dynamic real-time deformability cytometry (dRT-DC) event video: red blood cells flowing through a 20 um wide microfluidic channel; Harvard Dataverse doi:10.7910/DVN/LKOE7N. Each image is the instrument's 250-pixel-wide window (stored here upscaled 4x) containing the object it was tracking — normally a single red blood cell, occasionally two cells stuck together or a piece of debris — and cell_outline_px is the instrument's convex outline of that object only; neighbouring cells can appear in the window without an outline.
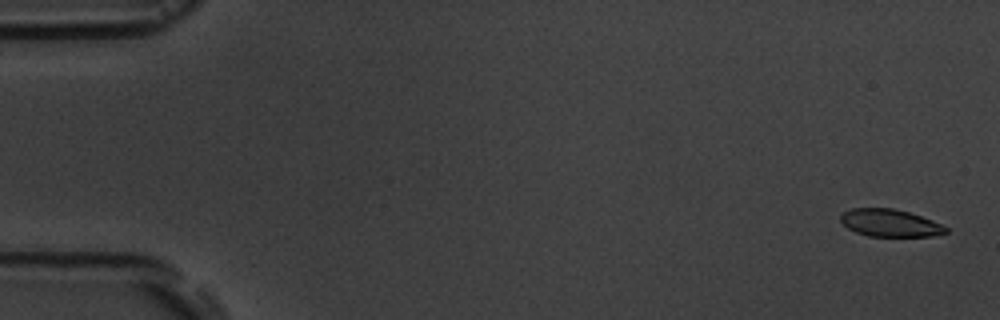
{"species": "common noctule bat (a hibernating species)", "species_latin": "Nyctalus noctula", "temperature_condition": "room temperature", "stored_images_in_passage": 8, "camera_frame_rate_fps": 3000, "um_per_image_px": 0.085, "animal": {"sex": "male", "body_mass_g": 19.5, "forearm_length_mm": 54.6}, "frame": {"image": 1, "passage_image": 1, "time_ms": 0.0, "image_size_px": [1000, 320], "cell_outline_px": [[948, 232], [932, 236], [868, 236], [856, 232], [848, 228], [840, 220], [840, 216], [844, 212], [852, 208], [892, 208], [908, 212], [932, 220], [948, 228]], "centroid_in_image_um": [75.64, 18.95], "position_along_channel_um": 9.4, "area_um2": 16.65}}
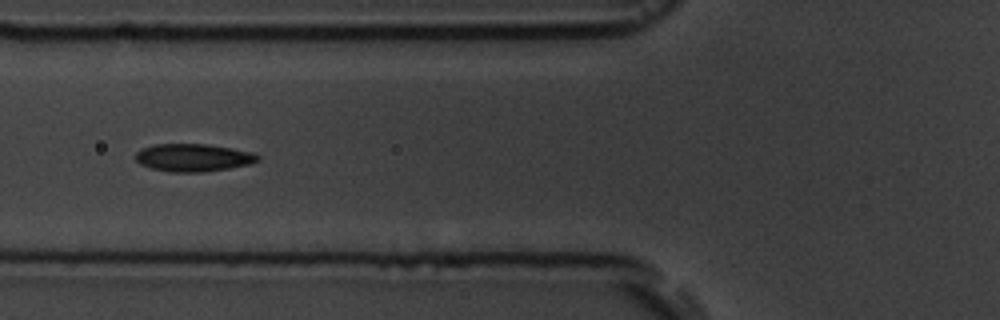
{"frame": {"image": 2, "passage_image": 7, "time_ms": 6.667, "image_size_px": [1000, 320], "cell_outline_px": [[260, 160], [248, 164], [228, 168], [204, 172], [168, 172], [152, 168], [140, 164], [136, 160], [136, 152], [140, 148], [156, 144], [208, 144], [256, 152], [260, 156]], "centroid_in_image_um": [16.44, 13.39], "position_along_channel_um": 109.4, "area_um2": 19.88}}
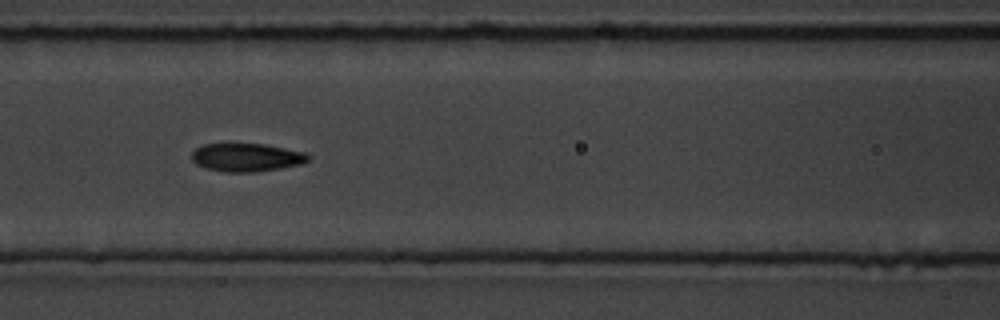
{"frame": {"image": 3, "passage_image": 8, "time_ms": 7.667, "image_size_px": [1000, 320], "cell_outline_px": [[308, 160], [300, 164], [280, 168], [256, 172], [224, 172], [208, 168], [196, 164], [192, 160], [192, 152], [196, 148], [204, 144], [224, 140], [228, 140], [264, 144], [304, 152], [308, 156]], "centroid_in_image_um": [20.87, 13.32], "position_along_channel_um": 145.7, "area_um2": 19.83}}